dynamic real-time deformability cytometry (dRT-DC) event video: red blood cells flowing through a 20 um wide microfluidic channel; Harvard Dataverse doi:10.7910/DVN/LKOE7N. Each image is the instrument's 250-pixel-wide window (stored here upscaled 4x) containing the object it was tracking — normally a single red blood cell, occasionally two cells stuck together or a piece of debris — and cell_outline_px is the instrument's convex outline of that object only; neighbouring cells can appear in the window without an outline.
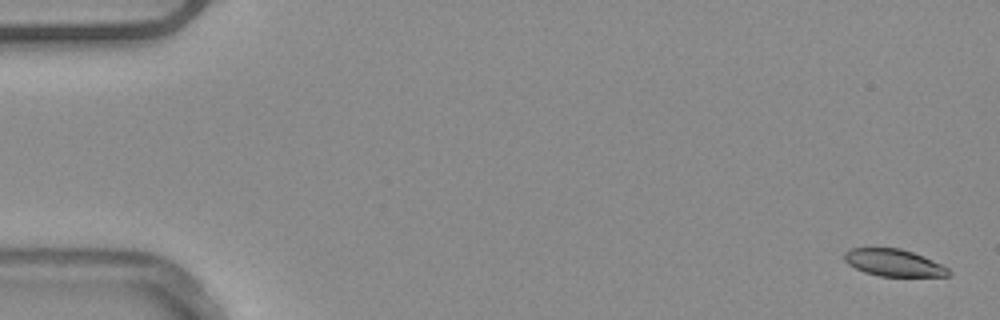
{"species": "common noctule bat (a hibernating species)", "species_latin": "Nyctalus noctula", "temperature_condition": "warm", "stored_images_in_passage": 52, "camera_frame_rate_fps": 3000, "um_per_image_px": 0.085, "animal": {"sex": "male", "body_mass_g": 20.4}, "frame": {"image": 1, "passage_image": 1, "time_ms": 0.0, "image_size_px": [1000, 320], "cell_outline_px": [[952, 272], [948, 276], [880, 276], [864, 272], [848, 264], [844, 260], [844, 252], [848, 248], [900, 248], [924, 256], [948, 268]], "centroid_in_image_um": [75.95, 22.33], "position_along_channel_um": 9.1, "area_um2": 16.42}}
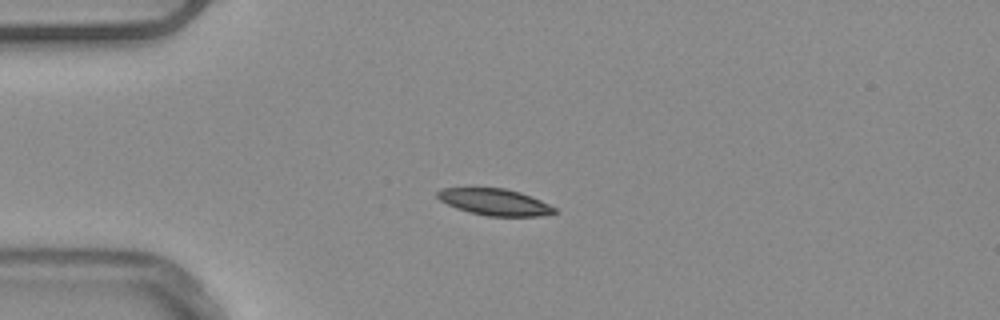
{"frame": {"image": 2, "passage_image": 13, "time_ms": 4.0, "image_size_px": [1000, 320], "cell_outline_px": [[556, 212], [540, 216], [488, 216], [468, 212], [456, 208], [440, 200], [436, 196], [436, 192], [440, 188], [504, 188], [520, 192], [540, 200], [556, 208]], "centroid_in_image_um": [42.02, 17.17], "position_along_channel_um": 43.0, "area_um2": 18.03}}
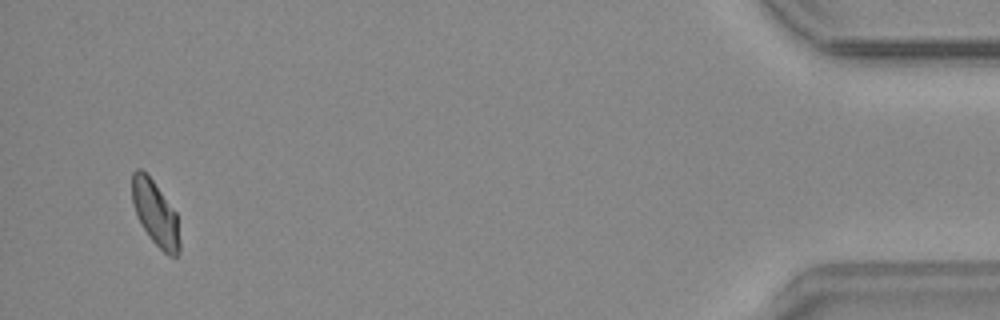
{"frame": {"image": 3, "passage_image": 50, "time_ms": 16.333, "image_size_px": [1000, 320], "cell_outline_px": [[180, 252], [176, 256], [168, 256], [152, 240], [144, 228], [132, 204], [132, 172], [136, 168], [140, 168], [152, 180], [176, 212], [180, 244]], "centroid_in_image_um": [13.21, 18.13], "position_along_channel_um": 422.0, "area_um2": 17.63}, "authors_computed_cell_mechanics": {"area_um2": 18.3804, "velocity_mm_per_s": 3.903, "shape_relaxation_time_tau1_ms": 5.1174, "shape_relaxation_time_tau2_ms": null, "deformation_change_tau1": 0.1203, "deformation_change_tau2": null}}